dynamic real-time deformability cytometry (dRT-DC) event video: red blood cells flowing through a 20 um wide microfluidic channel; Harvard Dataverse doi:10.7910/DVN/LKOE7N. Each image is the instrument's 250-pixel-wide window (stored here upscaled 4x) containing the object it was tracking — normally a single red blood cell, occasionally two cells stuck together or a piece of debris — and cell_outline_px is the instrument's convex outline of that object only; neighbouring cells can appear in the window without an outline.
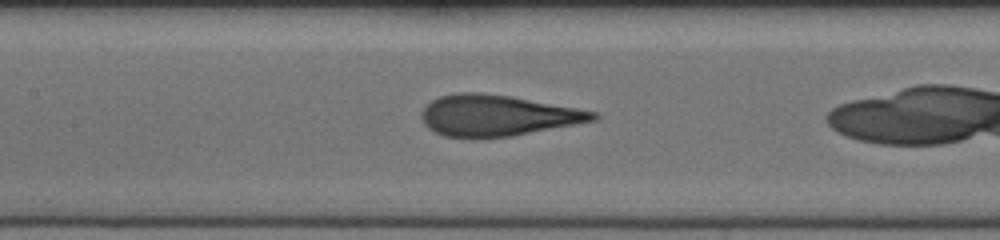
{"species": "human", "species_latin": "Homo sapiens", "temperature_condition": "cold", "stored_images_in_passage": 25, "camera_frame_rate_fps": 3000, "um_per_image_px": 0.085, "donor": {"sex": "female"}, "frame": {"image": 1, "passage_image": 7, "time_ms": 2.0, "image_size_px": [1000, 240], "cell_outline_px": [[600, 116], [596, 120], [512, 136], [444, 136], [428, 128], [424, 124], [420, 116], [420, 112], [432, 100], [440, 96], [460, 92], [480, 92], [508, 96], [576, 108], [596, 112]], "centroid_in_image_um": [42.25, 9.8], "position_along_channel_um": 165.1, "area_um2": 40.23}}
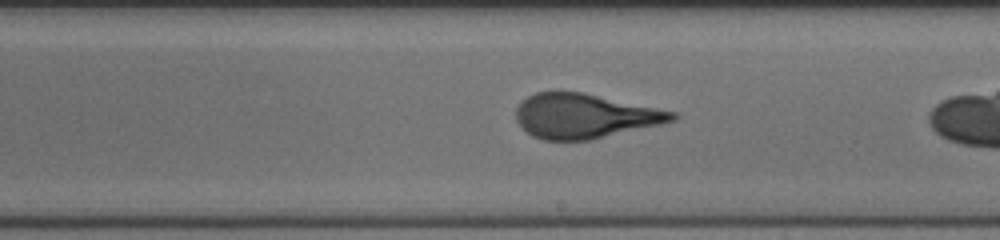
{"frame": {"image": 2, "passage_image": 13, "time_ms": 4.0, "image_size_px": [1000, 240], "cell_outline_px": [[680, 116], [676, 120], [660, 124], [592, 140], [544, 140], [532, 136], [516, 120], [516, 108], [528, 96], [536, 92], [560, 88], [584, 92], [676, 112]], "centroid_in_image_um": [49.69, 9.83], "position_along_channel_um": 239.3, "area_um2": 41.1}}
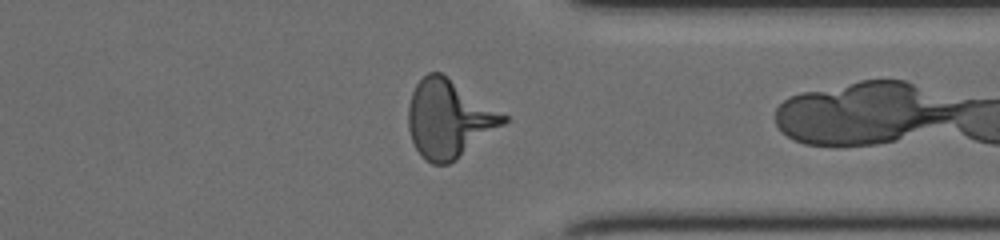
{"frame": {"image": 3, "passage_image": 24, "time_ms": 7.667, "image_size_px": [1000, 240], "cell_outline_px": [[508, 120], [504, 124], [456, 160], [448, 164], [432, 164], [424, 160], [420, 156], [412, 140], [408, 128], [408, 108], [412, 92], [416, 84], [428, 72], [440, 72], [508, 116]], "centroid_in_image_um": [38.13, 10.12], "position_along_channel_um": 373.3, "area_um2": 42.83}}